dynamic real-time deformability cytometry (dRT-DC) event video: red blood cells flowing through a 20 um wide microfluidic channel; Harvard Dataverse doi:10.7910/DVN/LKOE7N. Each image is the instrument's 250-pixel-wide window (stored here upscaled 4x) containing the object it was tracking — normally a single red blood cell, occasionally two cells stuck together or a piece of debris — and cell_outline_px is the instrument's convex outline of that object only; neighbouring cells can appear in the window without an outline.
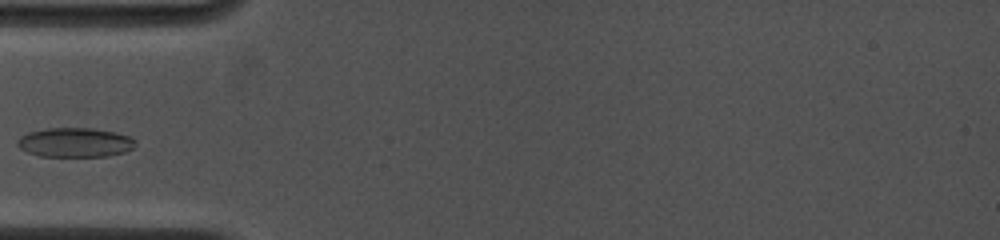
{"species": "common noctule bat (a hibernating species)", "species_latin": "Nyctalus noctula", "temperature_condition": "cold", "stored_images_in_passage": 28, "camera_frame_rate_fps": 4500, "um_per_image_px": 0.085, "animal": {"sex": "female", "body_mass_g": 19.0, "forearm_length_mm": 53.3}, "frame": {"image": 1, "passage_image": 4, "time_ms": 2.444, "image_size_px": [1000, 240], "cell_outline_px": [[136, 144], [132, 148], [124, 152], [108, 156], [40, 156], [28, 152], [20, 148], [16, 144], [16, 140], [20, 136], [28, 132], [48, 128], [92, 128], [116, 132], [128, 136], [136, 140]], "centroid_in_image_um": [6.36, 12.1], "position_along_channel_um": 78.6, "area_um2": 20.23}}
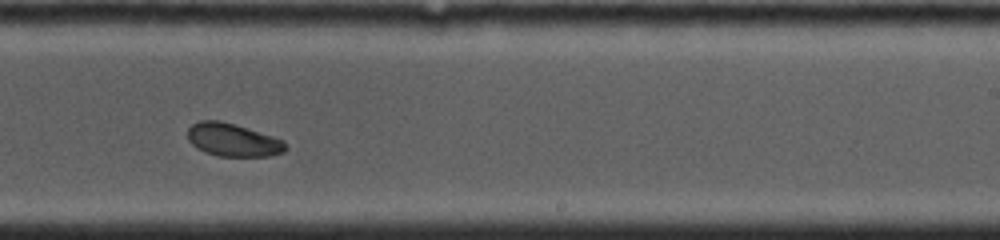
{"frame": {"image": 2, "passage_image": 16, "time_ms": 7.333, "image_size_px": [1000, 240], "cell_outline_px": [[288, 148], [284, 152], [268, 156], [216, 156], [204, 152], [192, 144], [188, 140], [188, 128], [192, 124], [200, 120], [220, 120], [272, 136], [284, 140]], "centroid_in_image_um": [19.79, 11.9], "position_along_channel_um": 269.2, "area_um2": 18.79}}
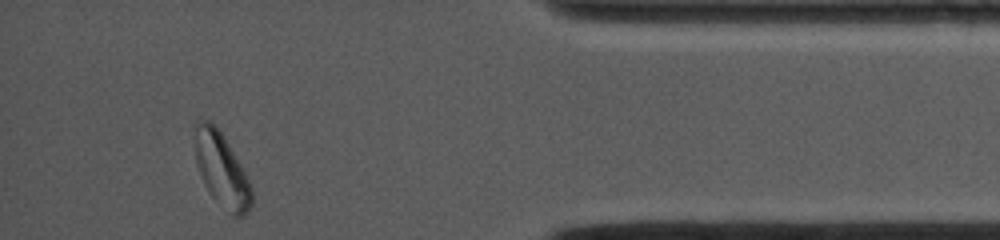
{"frame": {"image": 3, "passage_image": 28, "time_ms": 11.778, "image_size_px": [1000, 240], "cell_outline_px": [[252, 204], [248, 212], [244, 216], [232, 216], [212, 196], [204, 184], [200, 176], [196, 164], [196, 124], [200, 120], [208, 120], [224, 136], [240, 164], [252, 188]], "centroid_in_image_um": [18.86, 14.49], "position_along_channel_um": 416.3, "area_um2": 23.93}, "authors_computed_cell_mechanics": {"area_um2": 19.2763, "velocity_mm_per_s": 3.9001, "shape_relaxation_time_tau1_ms": 7.3395, "shape_relaxation_time_tau2_ms": null, "deformation_change_tau1": 0.1486, "deformation_change_tau2": null}}